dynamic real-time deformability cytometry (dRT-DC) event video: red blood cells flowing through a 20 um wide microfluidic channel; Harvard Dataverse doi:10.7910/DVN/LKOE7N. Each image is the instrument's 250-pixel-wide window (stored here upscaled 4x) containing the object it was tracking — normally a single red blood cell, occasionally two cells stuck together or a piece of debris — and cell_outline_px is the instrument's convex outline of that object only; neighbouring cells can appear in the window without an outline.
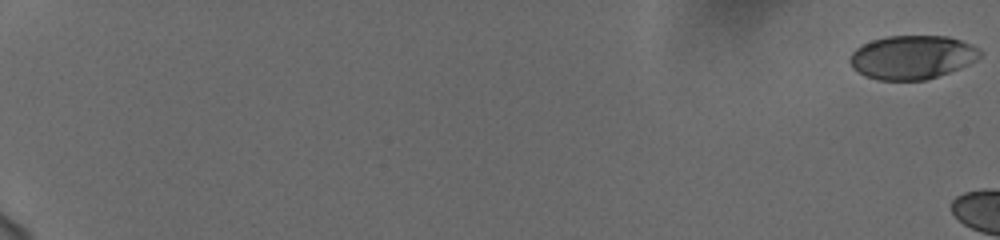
{"species": "human", "species_latin": "Homo sapiens", "temperature_condition": "cold", "stored_images_in_passage": 7, "camera_frame_rate_fps": 3000, "um_per_image_px": 0.085, "donor": {"sex": "female"}, "frame": {"image": 1, "passage_image": 1, "time_ms": 0.0, "image_size_px": [1000, 240], "cell_outline_px": [[984, 52], [976, 60], [960, 68], [924, 80], [876, 80], [864, 76], [852, 68], [848, 60], [852, 52], [860, 44], [884, 36], [948, 36], [972, 44], [980, 48]], "centroid_in_image_um": [77.51, 4.86], "position_along_channel_um": 7.5, "area_um2": 33.47}}